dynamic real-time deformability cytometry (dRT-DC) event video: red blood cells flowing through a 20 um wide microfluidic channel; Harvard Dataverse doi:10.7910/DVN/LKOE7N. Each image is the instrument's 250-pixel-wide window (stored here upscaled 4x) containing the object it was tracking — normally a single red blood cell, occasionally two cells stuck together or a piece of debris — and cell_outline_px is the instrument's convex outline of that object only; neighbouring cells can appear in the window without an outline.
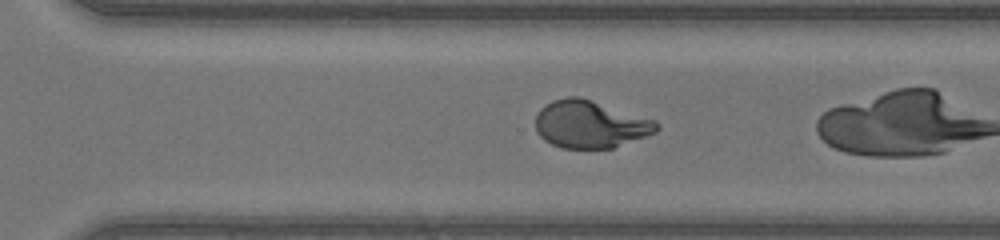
{"species": "human", "species_latin": "Homo sapiens", "temperature_condition": "warm", "stored_images_in_passage": 33, "camera_frame_rate_fps": 3000, "um_per_image_px": 0.085, "donor": {"sex": "female"}, "frame": {"image": 1, "passage_image": 29, "time_ms": 9.333, "image_size_px": [1000, 240], "cell_outline_px": [[660, 128], [656, 132], [612, 148], [564, 148], [552, 144], [544, 140], [536, 132], [536, 116], [540, 108], [552, 100], [568, 96], [580, 96], [656, 120], [660, 124]], "centroid_in_image_um": [50.17, 10.55], "position_along_channel_um": 320.4, "area_um2": 33.58}}
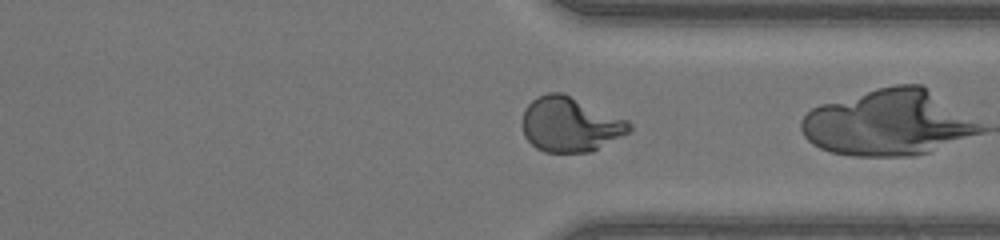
{"frame": {"image": 2, "passage_image": 32, "time_ms": 10.333, "image_size_px": [1000, 240], "cell_outline_px": [[632, 132], [592, 152], [544, 152], [536, 148], [524, 136], [520, 124], [524, 108], [536, 96], [548, 92], [560, 92], [628, 120], [632, 124]], "centroid_in_image_um": [48.45, 10.59], "position_along_channel_um": 363.0, "area_um2": 34.56}}